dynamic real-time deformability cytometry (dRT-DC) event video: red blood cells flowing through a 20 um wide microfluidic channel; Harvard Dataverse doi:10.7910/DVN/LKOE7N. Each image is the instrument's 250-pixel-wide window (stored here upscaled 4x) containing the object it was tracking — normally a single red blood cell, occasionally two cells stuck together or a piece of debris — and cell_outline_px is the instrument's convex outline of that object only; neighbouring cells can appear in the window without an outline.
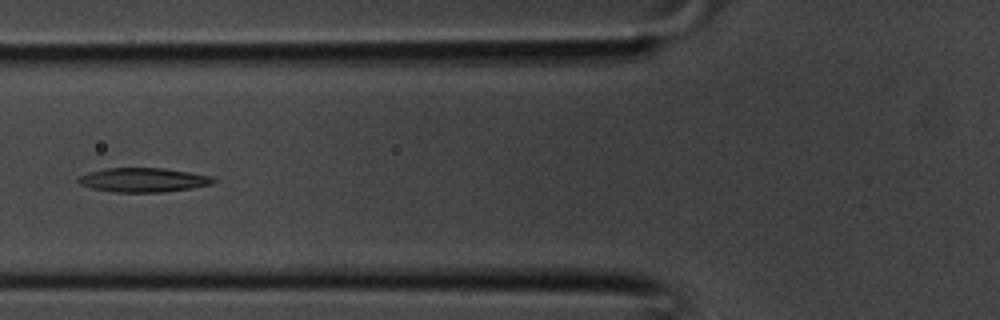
{"species": "common noctule bat (a hibernating species)", "species_latin": "Nyctalus noctula", "temperature_condition": "room temperature", "stored_images_in_passage": 29, "camera_frame_rate_fps": 3000, "um_per_image_px": 0.085, "animal": {"sex": "male", "body_mass_g": 20.1, "forearm_length_mm": 53.5}, "frame": {"image": 1, "passage_image": 8, "time_ms": 2.333, "image_size_px": [1000, 320], "cell_outline_px": [[216, 180], [212, 184], [192, 188], [164, 192], [112, 192], [92, 188], [80, 184], [76, 180], [80, 176], [88, 172], [104, 168], [164, 168], [212, 176]], "centroid_in_image_um": [12.17, 15.29], "position_along_channel_um": 113.6, "area_um2": 19.07}}
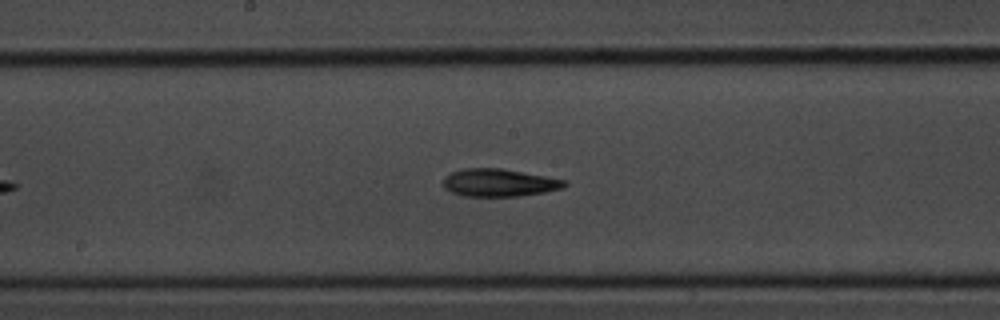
{"frame": {"image": 2, "passage_image": 13, "time_ms": 4.0, "image_size_px": [1000, 320], "cell_outline_px": [[568, 184], [564, 188], [544, 192], [520, 196], [464, 196], [452, 192], [444, 188], [444, 176], [452, 172], [464, 168], [500, 168], [568, 180]], "centroid_in_image_um": [42.45, 15.53], "position_along_channel_um": 205.7, "area_um2": 19.59}}
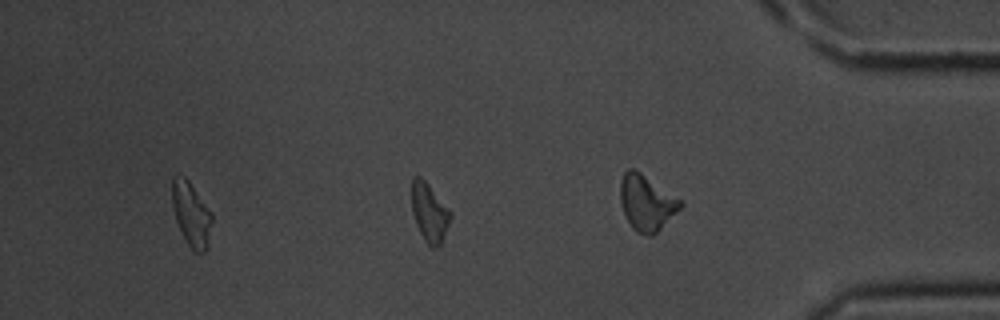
{"frame": {"image": 3, "passage_image": 23, "time_ms": 7.333, "image_size_px": [1000, 320], "cell_outline_px": [[452, 216], [440, 244], [432, 248], [424, 240], [416, 224], [412, 212], [412, 176], [420, 176], [428, 184], [452, 212]], "centroid_in_image_um": [36.49, 18.04], "position_along_channel_um": 398.7, "area_um2": 13.06}}